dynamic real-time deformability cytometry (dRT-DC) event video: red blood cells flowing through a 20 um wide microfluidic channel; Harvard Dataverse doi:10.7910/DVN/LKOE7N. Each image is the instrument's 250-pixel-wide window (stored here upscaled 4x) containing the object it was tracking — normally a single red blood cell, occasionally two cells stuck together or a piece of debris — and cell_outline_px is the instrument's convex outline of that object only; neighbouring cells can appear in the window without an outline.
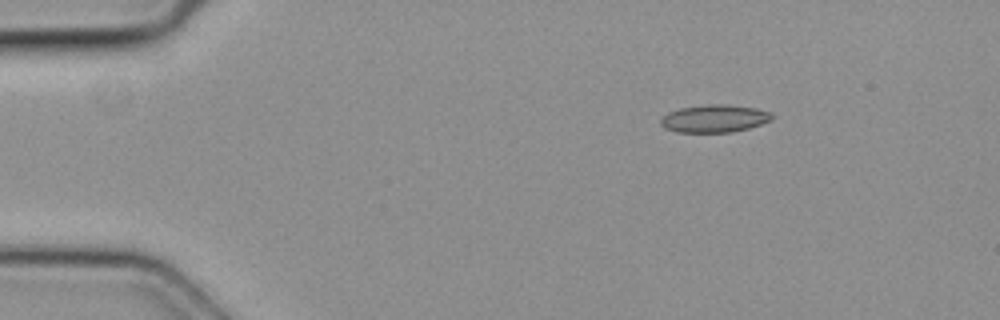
{"species": "common noctule bat (a hibernating species)", "species_latin": "Nyctalus noctula", "temperature_condition": "cold", "stored_images_in_passage": 4, "camera_frame_rate_fps": 3000, "um_per_image_px": 0.085, "animal": {"sex": "female", "body_mass_g": 19.3, "forearm_length_mm": 54.1}, "frame": {"image": 1, "passage_image": 2, "time_ms": 0.333, "image_size_px": [1000, 320], "cell_outline_px": [[772, 120], [748, 128], [732, 132], [676, 132], [664, 128], [660, 124], [660, 120], [668, 112], [680, 108], [708, 104], [728, 104], [756, 108], [772, 112]], "centroid_in_image_um": [60.72, 10.07], "position_along_channel_um": 24.3, "area_um2": 17.98}}